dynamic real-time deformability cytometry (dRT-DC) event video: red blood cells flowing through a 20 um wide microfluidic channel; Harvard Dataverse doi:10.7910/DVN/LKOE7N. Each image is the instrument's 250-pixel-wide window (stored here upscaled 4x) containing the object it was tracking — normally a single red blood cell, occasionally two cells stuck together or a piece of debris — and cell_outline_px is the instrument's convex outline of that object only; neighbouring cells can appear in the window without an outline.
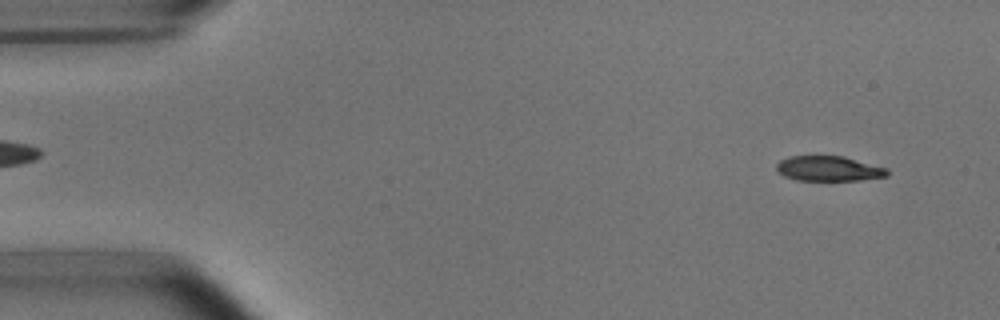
{"species": "common noctule bat (a hibernating species)", "species_latin": "Nyctalus noctula", "temperature_condition": "room temperature", "stored_images_in_passage": 6, "camera_frame_rate_fps": 3000, "um_per_image_px": 0.085, "animal": {"sex": "male", "body_mass_g": 15.6}, "frame": {"image": 1, "passage_image": 6, "time_ms": 5.667, "image_size_px": [1000, 320], "cell_outline_px": [[888, 176], [860, 180], [796, 180], [784, 176], [776, 168], [776, 164], [780, 160], [788, 156], [844, 156], [888, 168]], "centroid_in_image_um": [70.45, 14.32], "position_along_channel_um": 14.5, "area_um2": 16.18}}